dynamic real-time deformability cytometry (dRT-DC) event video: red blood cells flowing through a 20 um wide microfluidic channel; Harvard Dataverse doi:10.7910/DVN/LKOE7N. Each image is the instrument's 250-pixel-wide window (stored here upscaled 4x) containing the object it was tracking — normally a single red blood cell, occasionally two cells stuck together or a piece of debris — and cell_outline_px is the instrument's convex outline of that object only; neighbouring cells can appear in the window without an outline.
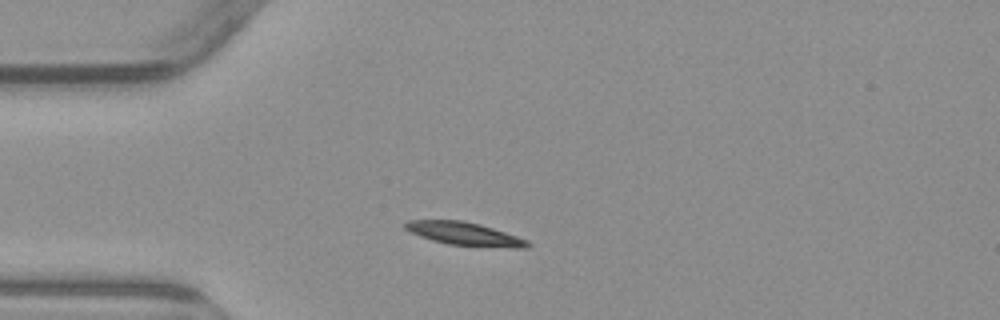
{"species": "common noctule bat (a hibernating species)", "species_latin": "Nyctalus noctula", "temperature_condition": "warm", "stored_images_in_passage": 4, "camera_frame_rate_fps": 3000, "um_per_image_px": 0.085, "animal": {"sex": "male", "body_mass_g": 23.1, "forearm_length_mm": 52.7}, "frame": {"image": 1, "passage_image": 2, "time_ms": 1.333, "image_size_px": [1000, 320], "cell_outline_px": [[532, 244], [528, 248], [512, 248], [448, 244], [432, 240], [420, 236], [404, 228], [404, 224], [408, 220], [464, 220], [480, 224], [528, 240]], "centroid_in_image_um": [39.51, 19.87], "position_along_channel_um": 45.5, "area_um2": 16.42}}
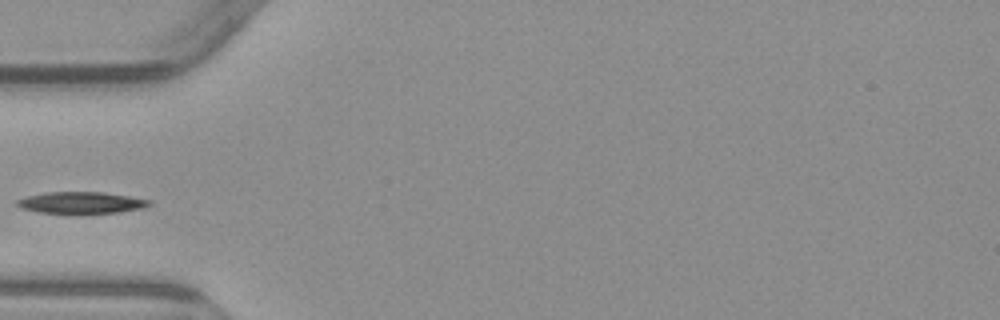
{"frame": {"image": 2, "passage_image": 3, "time_ms": 2.667, "image_size_px": [1000, 320], "cell_outline_px": [[152, 204], [144, 208], [120, 212], [80, 216], [68, 216], [36, 212], [20, 208], [16, 204], [16, 200], [28, 196], [48, 192], [104, 192], [152, 200]], "centroid_in_image_um": [6.9, 17.28], "position_along_channel_um": 78.1, "area_um2": 17.74}}
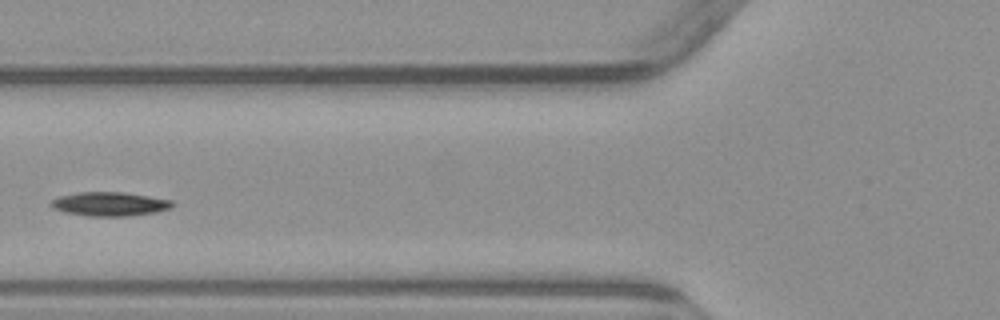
{"frame": {"image": 3, "passage_image": 4, "time_ms": 3.667, "image_size_px": [1000, 320], "cell_outline_px": [[176, 204], [172, 208], [156, 212], [128, 216], [88, 216], [64, 212], [52, 208], [48, 204], [52, 200], [60, 196], [80, 192], [124, 192], [172, 200]], "centroid_in_image_um": [9.34, 17.34], "position_along_channel_um": 116.5, "area_um2": 17.05}}